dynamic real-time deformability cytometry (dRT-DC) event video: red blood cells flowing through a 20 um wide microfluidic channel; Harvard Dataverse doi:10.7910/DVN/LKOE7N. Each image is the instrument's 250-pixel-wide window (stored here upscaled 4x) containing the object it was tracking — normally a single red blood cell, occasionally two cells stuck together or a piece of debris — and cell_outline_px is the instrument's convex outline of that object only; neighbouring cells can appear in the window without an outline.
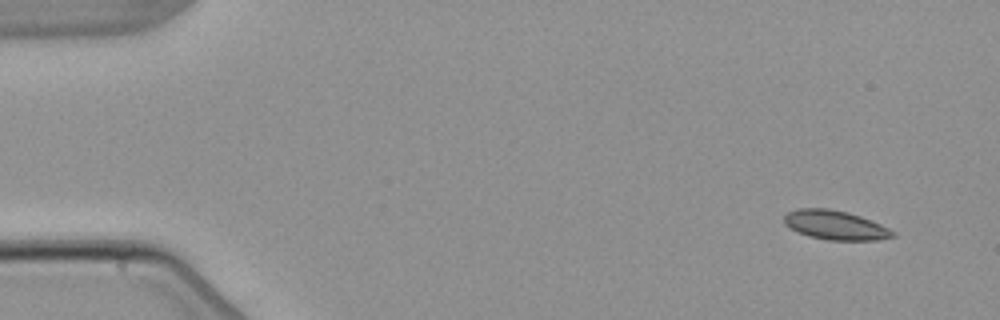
{"species": "common noctule bat (a hibernating species)", "species_latin": "Nyctalus noctula", "temperature_condition": "warm", "stored_images_in_passage": 5, "camera_frame_rate_fps": 3000, "um_per_image_px": 0.085, "animal": {"sex": "male", "body_mass_g": 21.5, "forearm_length_mm": 52.0}, "frame": {"image": 1, "passage_image": 1, "time_ms": 0.0, "image_size_px": [1000, 320], "cell_outline_px": [[896, 236], [876, 240], [828, 240], [808, 236], [784, 224], [784, 216], [788, 212], [800, 208], [828, 208], [848, 212], [860, 216], [880, 224], [896, 232]], "centroid_in_image_um": [71.02, 19.13], "position_along_channel_um": 14.0, "area_um2": 18.38}}
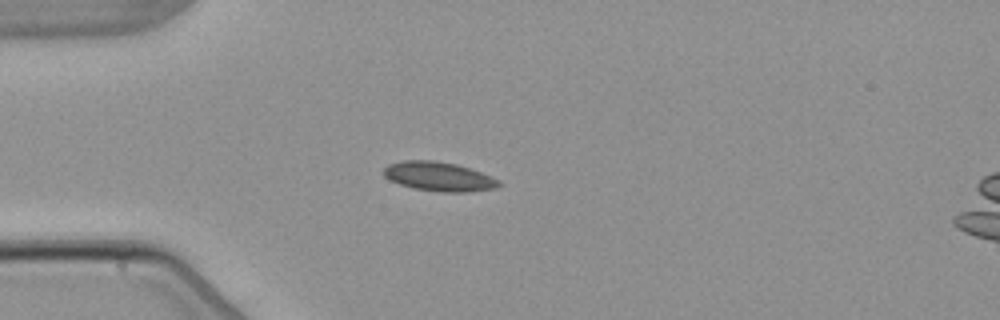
{"frame": {"image": 2, "passage_image": 4, "time_ms": 3.667, "image_size_px": [1000, 320], "cell_outline_px": [[504, 184], [496, 188], [468, 192], [440, 192], [412, 188], [400, 184], [384, 176], [384, 168], [388, 164], [404, 160], [432, 160], [456, 164], [480, 172], [500, 180]], "centroid_in_image_um": [37.33, 15.01], "position_along_channel_um": 47.7, "area_um2": 19.59}}